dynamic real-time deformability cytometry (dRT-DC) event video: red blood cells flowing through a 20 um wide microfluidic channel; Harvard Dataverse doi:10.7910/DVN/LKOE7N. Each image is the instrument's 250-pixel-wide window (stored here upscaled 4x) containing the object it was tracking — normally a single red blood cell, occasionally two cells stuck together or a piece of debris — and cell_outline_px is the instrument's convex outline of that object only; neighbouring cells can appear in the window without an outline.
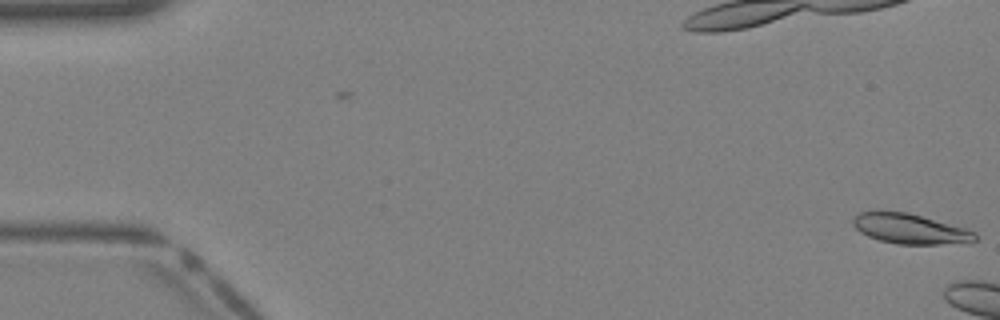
{"species": "Egyptian fruit bat (a non-hibernating species)", "species_latin": "Rousettus aegyptiacus", "temperature_condition": "warm", "stored_images_in_passage": 5, "camera_frame_rate_fps": 3000, "um_per_image_px": 0.085, "animal": {"sex": "female"}, "frame": {"image": 1, "passage_image": 1, "time_ms": 0.0, "image_size_px": [1000, 320], "cell_outline_px": [[976, 240], [940, 244], [896, 244], [880, 240], [868, 236], [860, 232], [852, 224], [852, 220], [860, 212], [876, 208], [908, 212], [964, 228], [976, 232]], "centroid_in_image_um": [77.24, 19.4], "position_along_channel_um": 7.8, "area_um2": 21.56}}